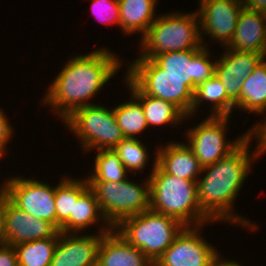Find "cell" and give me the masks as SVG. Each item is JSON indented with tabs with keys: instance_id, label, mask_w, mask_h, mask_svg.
Wrapping results in <instances>:
<instances>
[{
	"instance_id": "6da1fadb",
	"label": "cell",
	"mask_w": 266,
	"mask_h": 266,
	"mask_svg": "<svg viewBox=\"0 0 266 266\" xmlns=\"http://www.w3.org/2000/svg\"><path fill=\"white\" fill-rule=\"evenodd\" d=\"M120 61L108 48L70 58L50 83L42 102L64 121L75 110L93 105L88 101L116 75L122 66Z\"/></svg>"
},
{
	"instance_id": "7a4b0ae2",
	"label": "cell",
	"mask_w": 266,
	"mask_h": 266,
	"mask_svg": "<svg viewBox=\"0 0 266 266\" xmlns=\"http://www.w3.org/2000/svg\"><path fill=\"white\" fill-rule=\"evenodd\" d=\"M250 143L245 138L229 155L202 168V173L206 174L197 180V197L202 211L213 223L231 222L250 228L251 232L256 231L257 226L247 218L236 215L232 207L249 175L252 161L258 156L255 151L250 153Z\"/></svg>"
},
{
	"instance_id": "3957f363",
	"label": "cell",
	"mask_w": 266,
	"mask_h": 266,
	"mask_svg": "<svg viewBox=\"0 0 266 266\" xmlns=\"http://www.w3.org/2000/svg\"><path fill=\"white\" fill-rule=\"evenodd\" d=\"M152 167L149 176L151 210L172 217L185 227L213 222L198 203L196 181L165 173L157 165V154Z\"/></svg>"
},
{
	"instance_id": "277c9868",
	"label": "cell",
	"mask_w": 266,
	"mask_h": 266,
	"mask_svg": "<svg viewBox=\"0 0 266 266\" xmlns=\"http://www.w3.org/2000/svg\"><path fill=\"white\" fill-rule=\"evenodd\" d=\"M138 58L153 59L164 52L202 49L197 12L159 15L141 38Z\"/></svg>"
},
{
	"instance_id": "5b68a950",
	"label": "cell",
	"mask_w": 266,
	"mask_h": 266,
	"mask_svg": "<svg viewBox=\"0 0 266 266\" xmlns=\"http://www.w3.org/2000/svg\"><path fill=\"white\" fill-rule=\"evenodd\" d=\"M184 227L176 219L149 209L124 218L114 229L154 264Z\"/></svg>"
},
{
	"instance_id": "8992f818",
	"label": "cell",
	"mask_w": 266,
	"mask_h": 266,
	"mask_svg": "<svg viewBox=\"0 0 266 266\" xmlns=\"http://www.w3.org/2000/svg\"><path fill=\"white\" fill-rule=\"evenodd\" d=\"M107 223L115 228L124 218L150 209V180L136 184L122 182L88 181Z\"/></svg>"
},
{
	"instance_id": "52a82bcc",
	"label": "cell",
	"mask_w": 266,
	"mask_h": 266,
	"mask_svg": "<svg viewBox=\"0 0 266 266\" xmlns=\"http://www.w3.org/2000/svg\"><path fill=\"white\" fill-rule=\"evenodd\" d=\"M63 123L80 140L85 151L113 149L125 138L113 109L98 104L75 110Z\"/></svg>"
},
{
	"instance_id": "ba28073f",
	"label": "cell",
	"mask_w": 266,
	"mask_h": 266,
	"mask_svg": "<svg viewBox=\"0 0 266 266\" xmlns=\"http://www.w3.org/2000/svg\"><path fill=\"white\" fill-rule=\"evenodd\" d=\"M126 76L144 94L172 102L186 116H191L193 91L183 79L165 73L153 59L136 58Z\"/></svg>"
},
{
	"instance_id": "9c48e42d",
	"label": "cell",
	"mask_w": 266,
	"mask_h": 266,
	"mask_svg": "<svg viewBox=\"0 0 266 266\" xmlns=\"http://www.w3.org/2000/svg\"><path fill=\"white\" fill-rule=\"evenodd\" d=\"M229 118L230 116H209L186 132L187 145L202 167L226 157L246 138V134H241L234 141L226 139Z\"/></svg>"
},
{
	"instance_id": "30bf717a",
	"label": "cell",
	"mask_w": 266,
	"mask_h": 266,
	"mask_svg": "<svg viewBox=\"0 0 266 266\" xmlns=\"http://www.w3.org/2000/svg\"><path fill=\"white\" fill-rule=\"evenodd\" d=\"M0 186L19 209L56 227L55 186L22 176L8 178Z\"/></svg>"
},
{
	"instance_id": "8fae6325",
	"label": "cell",
	"mask_w": 266,
	"mask_h": 266,
	"mask_svg": "<svg viewBox=\"0 0 266 266\" xmlns=\"http://www.w3.org/2000/svg\"><path fill=\"white\" fill-rule=\"evenodd\" d=\"M203 226L184 227L154 266H216L218 250L200 236Z\"/></svg>"
},
{
	"instance_id": "7c38bea8",
	"label": "cell",
	"mask_w": 266,
	"mask_h": 266,
	"mask_svg": "<svg viewBox=\"0 0 266 266\" xmlns=\"http://www.w3.org/2000/svg\"><path fill=\"white\" fill-rule=\"evenodd\" d=\"M208 47L183 51L164 52L153 60L165 70V73L184 80L193 92L197 86L215 75L216 63L210 61Z\"/></svg>"
},
{
	"instance_id": "4fadbf2b",
	"label": "cell",
	"mask_w": 266,
	"mask_h": 266,
	"mask_svg": "<svg viewBox=\"0 0 266 266\" xmlns=\"http://www.w3.org/2000/svg\"><path fill=\"white\" fill-rule=\"evenodd\" d=\"M200 34L203 42L204 35L208 34L211 39L217 40L221 46H226L235 32L240 12L243 9L242 0H199Z\"/></svg>"
},
{
	"instance_id": "5bb4252c",
	"label": "cell",
	"mask_w": 266,
	"mask_h": 266,
	"mask_svg": "<svg viewBox=\"0 0 266 266\" xmlns=\"http://www.w3.org/2000/svg\"><path fill=\"white\" fill-rule=\"evenodd\" d=\"M104 227V228H103ZM100 227L98 235H77L59 231L50 266H97L98 248L103 236L112 226Z\"/></svg>"
},
{
	"instance_id": "9a60e30c",
	"label": "cell",
	"mask_w": 266,
	"mask_h": 266,
	"mask_svg": "<svg viewBox=\"0 0 266 266\" xmlns=\"http://www.w3.org/2000/svg\"><path fill=\"white\" fill-rule=\"evenodd\" d=\"M59 230L49 221L38 219L19 209L7 197L3 209L4 244L14 246L53 237Z\"/></svg>"
},
{
	"instance_id": "2e32d148",
	"label": "cell",
	"mask_w": 266,
	"mask_h": 266,
	"mask_svg": "<svg viewBox=\"0 0 266 266\" xmlns=\"http://www.w3.org/2000/svg\"><path fill=\"white\" fill-rule=\"evenodd\" d=\"M225 52L217 59L215 75L222 82L228 97L235 103L240 98L243 80L266 58V55L236 52L227 48Z\"/></svg>"
},
{
	"instance_id": "e0dca14e",
	"label": "cell",
	"mask_w": 266,
	"mask_h": 266,
	"mask_svg": "<svg viewBox=\"0 0 266 266\" xmlns=\"http://www.w3.org/2000/svg\"><path fill=\"white\" fill-rule=\"evenodd\" d=\"M225 47L236 52L266 55V14L243 7L233 37Z\"/></svg>"
},
{
	"instance_id": "ac0fdd59",
	"label": "cell",
	"mask_w": 266,
	"mask_h": 266,
	"mask_svg": "<svg viewBox=\"0 0 266 266\" xmlns=\"http://www.w3.org/2000/svg\"><path fill=\"white\" fill-rule=\"evenodd\" d=\"M157 165L167 174L196 181L202 177V166L187 143L168 142L156 151Z\"/></svg>"
},
{
	"instance_id": "d6986e66",
	"label": "cell",
	"mask_w": 266,
	"mask_h": 266,
	"mask_svg": "<svg viewBox=\"0 0 266 266\" xmlns=\"http://www.w3.org/2000/svg\"><path fill=\"white\" fill-rule=\"evenodd\" d=\"M97 266H154V264L113 229L106 233L100 242Z\"/></svg>"
},
{
	"instance_id": "ffe728a7",
	"label": "cell",
	"mask_w": 266,
	"mask_h": 266,
	"mask_svg": "<svg viewBox=\"0 0 266 266\" xmlns=\"http://www.w3.org/2000/svg\"><path fill=\"white\" fill-rule=\"evenodd\" d=\"M125 81L132 94L142 105L148 126L177 125L186 116L172 102L144 94L126 75Z\"/></svg>"
},
{
	"instance_id": "44dd1931",
	"label": "cell",
	"mask_w": 266,
	"mask_h": 266,
	"mask_svg": "<svg viewBox=\"0 0 266 266\" xmlns=\"http://www.w3.org/2000/svg\"><path fill=\"white\" fill-rule=\"evenodd\" d=\"M157 0H118L120 27L127 34L141 33L143 37L157 18ZM155 10V11H154Z\"/></svg>"
},
{
	"instance_id": "7402d4cb",
	"label": "cell",
	"mask_w": 266,
	"mask_h": 266,
	"mask_svg": "<svg viewBox=\"0 0 266 266\" xmlns=\"http://www.w3.org/2000/svg\"><path fill=\"white\" fill-rule=\"evenodd\" d=\"M102 221L105 226H111L106 223L104 215L96 199L93 190L88 187L74 202L73 215L60 227L63 233H79L91 225Z\"/></svg>"
},
{
	"instance_id": "603a6c76",
	"label": "cell",
	"mask_w": 266,
	"mask_h": 266,
	"mask_svg": "<svg viewBox=\"0 0 266 266\" xmlns=\"http://www.w3.org/2000/svg\"><path fill=\"white\" fill-rule=\"evenodd\" d=\"M266 58L244 80L236 107L248 113L263 114L266 110Z\"/></svg>"
},
{
	"instance_id": "cb8c5ba5",
	"label": "cell",
	"mask_w": 266,
	"mask_h": 266,
	"mask_svg": "<svg viewBox=\"0 0 266 266\" xmlns=\"http://www.w3.org/2000/svg\"><path fill=\"white\" fill-rule=\"evenodd\" d=\"M205 101L212 105L210 116L231 117V113L235 109V103L228 97L226 89L216 75L195 88L191 108L192 116L193 114L196 116L198 107Z\"/></svg>"
},
{
	"instance_id": "d4e9b609",
	"label": "cell",
	"mask_w": 266,
	"mask_h": 266,
	"mask_svg": "<svg viewBox=\"0 0 266 266\" xmlns=\"http://www.w3.org/2000/svg\"><path fill=\"white\" fill-rule=\"evenodd\" d=\"M89 187L86 179L63 177L55 186L56 228L60 227L73 215L74 202Z\"/></svg>"
},
{
	"instance_id": "484cf974",
	"label": "cell",
	"mask_w": 266,
	"mask_h": 266,
	"mask_svg": "<svg viewBox=\"0 0 266 266\" xmlns=\"http://www.w3.org/2000/svg\"><path fill=\"white\" fill-rule=\"evenodd\" d=\"M58 236L59 231L53 237L14 245L18 266H50Z\"/></svg>"
},
{
	"instance_id": "4316f807",
	"label": "cell",
	"mask_w": 266,
	"mask_h": 266,
	"mask_svg": "<svg viewBox=\"0 0 266 266\" xmlns=\"http://www.w3.org/2000/svg\"><path fill=\"white\" fill-rule=\"evenodd\" d=\"M128 102L113 107L119 128L125 138H137L149 128L141 103L131 94Z\"/></svg>"
},
{
	"instance_id": "83f0119b",
	"label": "cell",
	"mask_w": 266,
	"mask_h": 266,
	"mask_svg": "<svg viewBox=\"0 0 266 266\" xmlns=\"http://www.w3.org/2000/svg\"><path fill=\"white\" fill-rule=\"evenodd\" d=\"M97 152L94 170L88 176V181L122 182L127 179L128 171L113 149H102Z\"/></svg>"
},
{
	"instance_id": "f1b7e54d",
	"label": "cell",
	"mask_w": 266,
	"mask_h": 266,
	"mask_svg": "<svg viewBox=\"0 0 266 266\" xmlns=\"http://www.w3.org/2000/svg\"><path fill=\"white\" fill-rule=\"evenodd\" d=\"M138 138H124L113 150L118 154L128 172L143 170L148 163V151ZM132 170V171H131Z\"/></svg>"
},
{
	"instance_id": "f546056e",
	"label": "cell",
	"mask_w": 266,
	"mask_h": 266,
	"mask_svg": "<svg viewBox=\"0 0 266 266\" xmlns=\"http://www.w3.org/2000/svg\"><path fill=\"white\" fill-rule=\"evenodd\" d=\"M91 11L101 23L120 26V8L118 0H90Z\"/></svg>"
},
{
	"instance_id": "4dcf8cb0",
	"label": "cell",
	"mask_w": 266,
	"mask_h": 266,
	"mask_svg": "<svg viewBox=\"0 0 266 266\" xmlns=\"http://www.w3.org/2000/svg\"><path fill=\"white\" fill-rule=\"evenodd\" d=\"M245 134H246V139H248L250 142H251V140H254V139L257 140L256 141L257 142L256 143L257 148H256L255 152L258 155V157L261 154H264L266 152V117L262 121V123L260 122V124L258 123V125L255 124V126H253L251 129L247 130V132H245Z\"/></svg>"
},
{
	"instance_id": "1f68e13d",
	"label": "cell",
	"mask_w": 266,
	"mask_h": 266,
	"mask_svg": "<svg viewBox=\"0 0 266 266\" xmlns=\"http://www.w3.org/2000/svg\"><path fill=\"white\" fill-rule=\"evenodd\" d=\"M13 127L11 126L10 122L6 118L2 109H0V157H4L6 155V145L7 142L12 137Z\"/></svg>"
},
{
	"instance_id": "d6a6232c",
	"label": "cell",
	"mask_w": 266,
	"mask_h": 266,
	"mask_svg": "<svg viewBox=\"0 0 266 266\" xmlns=\"http://www.w3.org/2000/svg\"><path fill=\"white\" fill-rule=\"evenodd\" d=\"M0 266H18L17 255L13 246L0 245Z\"/></svg>"
},
{
	"instance_id": "836d02e7",
	"label": "cell",
	"mask_w": 266,
	"mask_h": 266,
	"mask_svg": "<svg viewBox=\"0 0 266 266\" xmlns=\"http://www.w3.org/2000/svg\"><path fill=\"white\" fill-rule=\"evenodd\" d=\"M246 9L266 14V0H242Z\"/></svg>"
},
{
	"instance_id": "e575fe53",
	"label": "cell",
	"mask_w": 266,
	"mask_h": 266,
	"mask_svg": "<svg viewBox=\"0 0 266 266\" xmlns=\"http://www.w3.org/2000/svg\"><path fill=\"white\" fill-rule=\"evenodd\" d=\"M5 204V190L3 187H0V245L4 244L3 237V209Z\"/></svg>"
},
{
	"instance_id": "d590c367",
	"label": "cell",
	"mask_w": 266,
	"mask_h": 266,
	"mask_svg": "<svg viewBox=\"0 0 266 266\" xmlns=\"http://www.w3.org/2000/svg\"><path fill=\"white\" fill-rule=\"evenodd\" d=\"M216 266H242L237 261L224 260L223 258L216 264Z\"/></svg>"
}]
</instances>
